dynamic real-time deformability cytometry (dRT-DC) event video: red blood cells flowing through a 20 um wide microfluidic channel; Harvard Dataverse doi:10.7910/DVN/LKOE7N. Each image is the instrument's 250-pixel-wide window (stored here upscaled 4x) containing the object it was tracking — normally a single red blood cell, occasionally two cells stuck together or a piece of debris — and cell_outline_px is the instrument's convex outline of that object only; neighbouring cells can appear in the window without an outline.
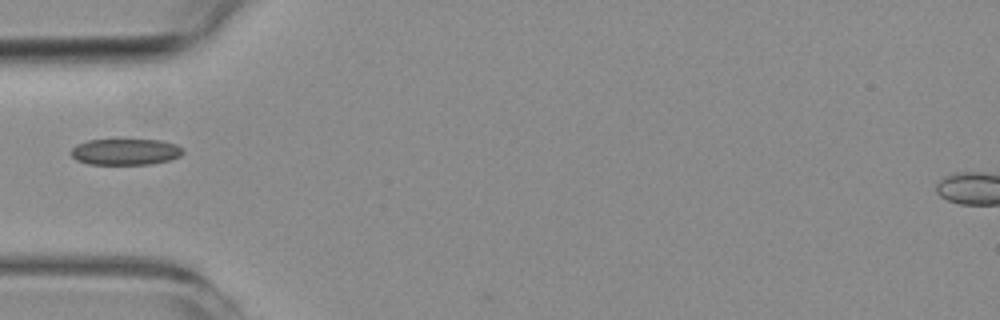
{"species": "common noctule bat (a hibernating species)", "species_latin": "Nyctalus noctula", "temperature_condition": "room temperature", "stored_images_in_passage": 10, "camera_frame_rate_fps": 3000, "um_per_image_px": 0.085, "animal": {"sex": "female", "body_mass_g": 19.3, "forearm_length_mm": 54.1}, "frame": {"image": 1, "passage_image": 6, "time_ms": 6.0, "image_size_px": [1000, 320], "cell_outline_px": [[184, 152], [180, 156], [172, 160], [152, 164], [88, 164], [76, 160], [68, 152], [76, 144], [88, 140], [160, 140], [176, 144]], "centroid_in_image_um": [10.64, 12.91], "position_along_channel_um": 74.4, "area_um2": 17.22}}
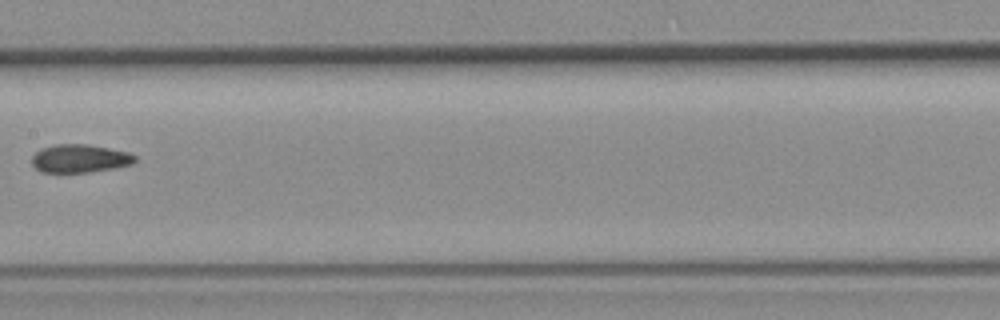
{"frame": {"image": 2, "passage_image": 9, "time_ms": 9.333, "image_size_px": [1000, 320], "cell_outline_px": [[136, 160], [132, 164], [116, 168], [88, 172], [40, 172], [32, 164], [32, 156], [40, 148], [56, 144], [88, 144], [128, 152], [136, 156]], "centroid_in_image_um": [6.78, 13.47], "position_along_channel_um": 200.6, "area_um2": 16.99}}
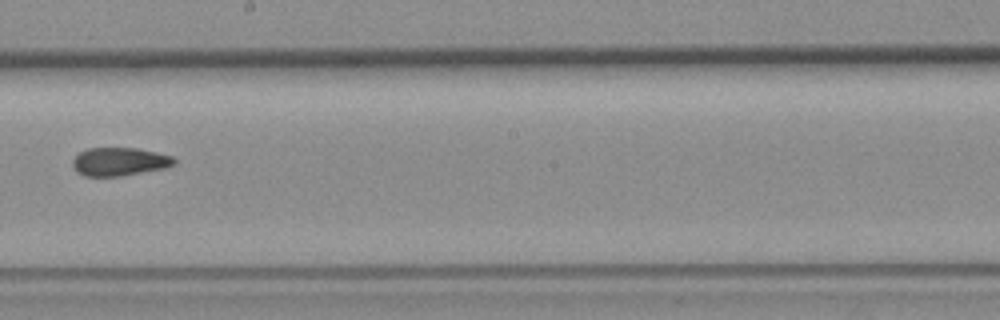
{"frame": {"image": 3, "passage_image": 10, "time_ms": 10.333, "image_size_px": [1000, 320], "cell_outline_px": [[176, 164], [164, 168], [120, 176], [84, 176], [76, 172], [72, 168], [72, 160], [80, 152], [88, 148], [136, 148], [156, 152], [172, 156], [176, 160]], "centroid_in_image_um": [10.13, 13.74], "position_along_channel_um": 238.1, "area_um2": 16.76}}